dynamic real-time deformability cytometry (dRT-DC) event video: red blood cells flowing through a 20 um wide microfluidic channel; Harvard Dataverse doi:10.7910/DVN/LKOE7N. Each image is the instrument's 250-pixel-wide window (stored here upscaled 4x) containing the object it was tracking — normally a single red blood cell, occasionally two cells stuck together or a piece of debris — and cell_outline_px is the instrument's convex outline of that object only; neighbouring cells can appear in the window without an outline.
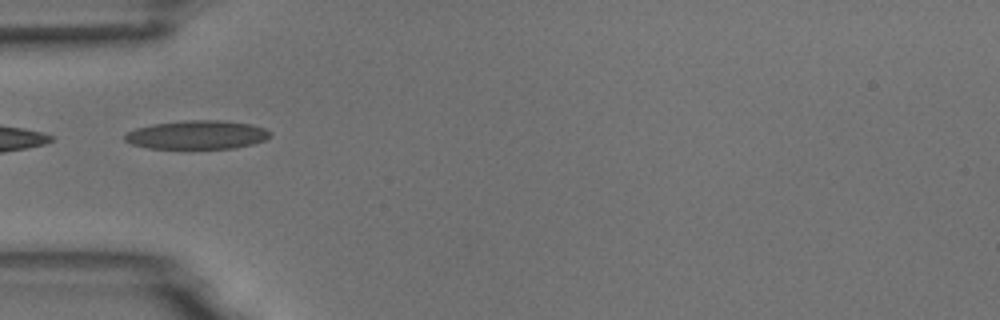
{"species": "common noctule bat (a hibernating species)", "species_latin": "Nyctalus noctula", "temperature_condition": "room temperature", "stored_images_in_passage": 7, "camera_frame_rate_fps": 3000, "um_per_image_px": 0.085, "animal": {"sex": "male", "body_mass_g": 18.8}, "frame": {"image": 1, "passage_image": 2, "time_ms": 1.333, "image_size_px": [1000, 320], "cell_outline_px": [[272, 132], [264, 140], [252, 144], [236, 148], [148, 148], [132, 144], [124, 140], [124, 136], [128, 132], [136, 128], [152, 124], [184, 120], [224, 120], [252, 124], [264, 128]], "centroid_in_image_um": [16.75, 11.45], "position_along_channel_um": 68.2, "area_um2": 24.28}}
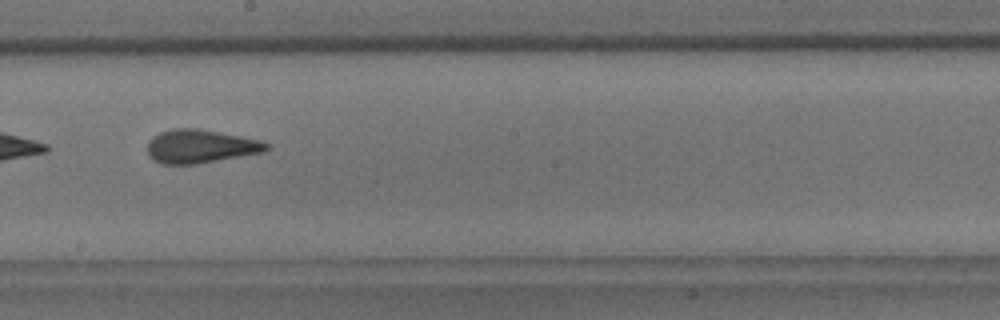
{"frame": {"image": 2, "passage_image": 6, "time_ms": 5.667, "image_size_px": [1000, 320], "cell_outline_px": [[272, 144], [264, 152], [196, 164], [160, 164], [152, 160], [148, 156], [148, 140], [160, 132], [172, 128], [196, 128], [264, 140]], "centroid_in_image_um": [17.05, 12.44], "position_along_channel_um": 231.2, "area_um2": 23.47}}
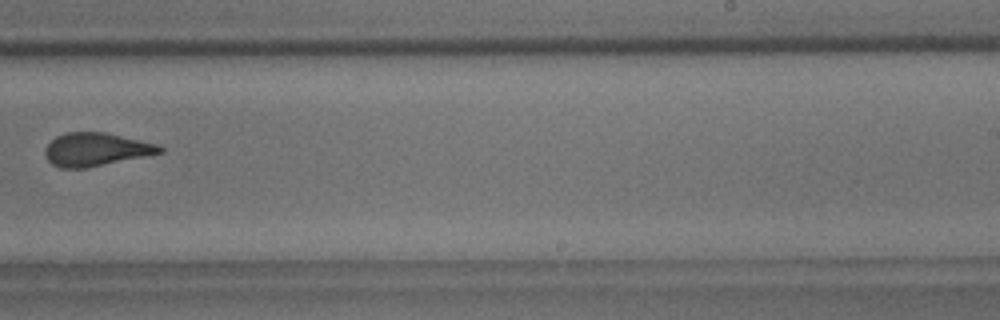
{"frame": {"image": 3, "passage_image": 7, "time_ms": 7.0, "image_size_px": [1000, 320], "cell_outline_px": [[164, 152], [84, 168], [60, 168], [52, 164], [44, 156], [44, 152], [48, 144], [56, 136], [64, 132], [104, 132], [140, 140], [156, 144], [164, 148]], "centroid_in_image_um": [8.11, 12.69], "position_along_channel_um": 280.9, "area_um2": 21.96}}